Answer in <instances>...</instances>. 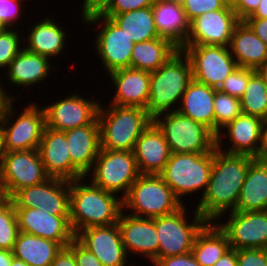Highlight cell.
<instances>
[{"mask_svg":"<svg viewBox=\"0 0 267 266\" xmlns=\"http://www.w3.org/2000/svg\"><path fill=\"white\" fill-rule=\"evenodd\" d=\"M254 160L249 155L226 153L216 147L213 149L208 187L194 208L207 222H216L223 219L225 213L235 211L248 168Z\"/></svg>","mask_w":267,"mask_h":266,"instance_id":"obj_1","label":"cell"},{"mask_svg":"<svg viewBox=\"0 0 267 266\" xmlns=\"http://www.w3.org/2000/svg\"><path fill=\"white\" fill-rule=\"evenodd\" d=\"M84 179L70 181L69 220L74 234L85 228L113 225L124 210L120 195L83 183Z\"/></svg>","mask_w":267,"mask_h":266,"instance_id":"obj_2","label":"cell"},{"mask_svg":"<svg viewBox=\"0 0 267 266\" xmlns=\"http://www.w3.org/2000/svg\"><path fill=\"white\" fill-rule=\"evenodd\" d=\"M192 80L190 61L180 49L156 71L150 72V93L145 109L147 115L154 120L159 115L177 111L182 95Z\"/></svg>","mask_w":267,"mask_h":266,"instance_id":"obj_3","label":"cell"},{"mask_svg":"<svg viewBox=\"0 0 267 266\" xmlns=\"http://www.w3.org/2000/svg\"><path fill=\"white\" fill-rule=\"evenodd\" d=\"M101 103L98 111L100 148L133 152L136 141L152 123L145 109Z\"/></svg>","mask_w":267,"mask_h":266,"instance_id":"obj_4","label":"cell"},{"mask_svg":"<svg viewBox=\"0 0 267 266\" xmlns=\"http://www.w3.org/2000/svg\"><path fill=\"white\" fill-rule=\"evenodd\" d=\"M184 204L160 175L141 174L123 198V211L141 218H156L179 210Z\"/></svg>","mask_w":267,"mask_h":266,"instance_id":"obj_5","label":"cell"},{"mask_svg":"<svg viewBox=\"0 0 267 266\" xmlns=\"http://www.w3.org/2000/svg\"><path fill=\"white\" fill-rule=\"evenodd\" d=\"M213 167V150L209 153H171L164 170L159 174L175 196L181 198L203 191L205 194Z\"/></svg>","mask_w":267,"mask_h":266,"instance_id":"obj_6","label":"cell"},{"mask_svg":"<svg viewBox=\"0 0 267 266\" xmlns=\"http://www.w3.org/2000/svg\"><path fill=\"white\" fill-rule=\"evenodd\" d=\"M153 122L162 131L171 153H209L216 147V135L204 124L171 111Z\"/></svg>","mask_w":267,"mask_h":266,"instance_id":"obj_7","label":"cell"},{"mask_svg":"<svg viewBox=\"0 0 267 266\" xmlns=\"http://www.w3.org/2000/svg\"><path fill=\"white\" fill-rule=\"evenodd\" d=\"M140 175L133 152L100 148L93 167L85 178L92 177L91 183L105 191L117 195L121 192L123 199Z\"/></svg>","mask_w":267,"mask_h":266,"instance_id":"obj_8","label":"cell"},{"mask_svg":"<svg viewBox=\"0 0 267 266\" xmlns=\"http://www.w3.org/2000/svg\"><path fill=\"white\" fill-rule=\"evenodd\" d=\"M186 204L174 213L155 218V227L159 237L158 259L192 252L197 234L208 223L196 211L193 220L186 214ZM189 219H188V218Z\"/></svg>","mask_w":267,"mask_h":266,"instance_id":"obj_9","label":"cell"},{"mask_svg":"<svg viewBox=\"0 0 267 266\" xmlns=\"http://www.w3.org/2000/svg\"><path fill=\"white\" fill-rule=\"evenodd\" d=\"M14 102L17 101L12 100L7 105L0 118V123L4 128L7 152L38 149L46 126L43 108L31 102L32 104L28 103L22 112H15ZM15 113H19V116ZM14 118L16 119L13 120Z\"/></svg>","mask_w":267,"mask_h":266,"instance_id":"obj_10","label":"cell"},{"mask_svg":"<svg viewBox=\"0 0 267 266\" xmlns=\"http://www.w3.org/2000/svg\"><path fill=\"white\" fill-rule=\"evenodd\" d=\"M181 50L190 61L193 79L215 89L238 67L229 47L185 45Z\"/></svg>","mask_w":267,"mask_h":266,"instance_id":"obj_11","label":"cell"},{"mask_svg":"<svg viewBox=\"0 0 267 266\" xmlns=\"http://www.w3.org/2000/svg\"><path fill=\"white\" fill-rule=\"evenodd\" d=\"M85 23L98 26V34L92 43H95L94 49L99 55L100 63L104 65V70L110 74L116 70L130 68L134 43L124 30L107 16L93 17Z\"/></svg>","mask_w":267,"mask_h":266,"instance_id":"obj_12","label":"cell"},{"mask_svg":"<svg viewBox=\"0 0 267 266\" xmlns=\"http://www.w3.org/2000/svg\"><path fill=\"white\" fill-rule=\"evenodd\" d=\"M0 176L8 198L20 189L42 184L50 178L38 149L7 152L0 164Z\"/></svg>","mask_w":267,"mask_h":266,"instance_id":"obj_13","label":"cell"},{"mask_svg":"<svg viewBox=\"0 0 267 266\" xmlns=\"http://www.w3.org/2000/svg\"><path fill=\"white\" fill-rule=\"evenodd\" d=\"M10 199L14 208H37L55 216H69L70 181L49 178L18 190Z\"/></svg>","mask_w":267,"mask_h":266,"instance_id":"obj_14","label":"cell"},{"mask_svg":"<svg viewBox=\"0 0 267 266\" xmlns=\"http://www.w3.org/2000/svg\"><path fill=\"white\" fill-rule=\"evenodd\" d=\"M73 94V95H72ZM62 99L42 106L46 127L56 131H66L92 124L98 118L99 100H89L80 94L72 93ZM99 101V102H98Z\"/></svg>","mask_w":267,"mask_h":266,"instance_id":"obj_15","label":"cell"},{"mask_svg":"<svg viewBox=\"0 0 267 266\" xmlns=\"http://www.w3.org/2000/svg\"><path fill=\"white\" fill-rule=\"evenodd\" d=\"M227 222H216L227 234L231 249H267V210L232 211Z\"/></svg>","mask_w":267,"mask_h":266,"instance_id":"obj_16","label":"cell"},{"mask_svg":"<svg viewBox=\"0 0 267 266\" xmlns=\"http://www.w3.org/2000/svg\"><path fill=\"white\" fill-rule=\"evenodd\" d=\"M240 22L232 8L207 12L190 22L185 45L228 47L235 26Z\"/></svg>","mask_w":267,"mask_h":266,"instance_id":"obj_17","label":"cell"},{"mask_svg":"<svg viewBox=\"0 0 267 266\" xmlns=\"http://www.w3.org/2000/svg\"><path fill=\"white\" fill-rule=\"evenodd\" d=\"M75 238L91 251L103 266H128L127 259L131 255L126 253L117 223L82 229L75 234Z\"/></svg>","mask_w":267,"mask_h":266,"instance_id":"obj_18","label":"cell"},{"mask_svg":"<svg viewBox=\"0 0 267 266\" xmlns=\"http://www.w3.org/2000/svg\"><path fill=\"white\" fill-rule=\"evenodd\" d=\"M123 245L129 256L131 253L147 261L158 259L159 237L155 227V218H141L121 213L117 221ZM130 253V254H129Z\"/></svg>","mask_w":267,"mask_h":266,"instance_id":"obj_19","label":"cell"},{"mask_svg":"<svg viewBox=\"0 0 267 266\" xmlns=\"http://www.w3.org/2000/svg\"><path fill=\"white\" fill-rule=\"evenodd\" d=\"M263 122L264 120L257 116L242 113L218 132L216 148L222 150L223 140L228 139L231 146L225 147L224 152L249 155L258 159Z\"/></svg>","mask_w":267,"mask_h":266,"instance_id":"obj_20","label":"cell"},{"mask_svg":"<svg viewBox=\"0 0 267 266\" xmlns=\"http://www.w3.org/2000/svg\"><path fill=\"white\" fill-rule=\"evenodd\" d=\"M19 231L66 247L74 238L69 216H55L37 208H15Z\"/></svg>","mask_w":267,"mask_h":266,"instance_id":"obj_21","label":"cell"},{"mask_svg":"<svg viewBox=\"0 0 267 266\" xmlns=\"http://www.w3.org/2000/svg\"><path fill=\"white\" fill-rule=\"evenodd\" d=\"M38 152L50 178L72 181L85 177L71 162L65 132L45 126Z\"/></svg>","mask_w":267,"mask_h":266,"instance_id":"obj_22","label":"cell"},{"mask_svg":"<svg viewBox=\"0 0 267 266\" xmlns=\"http://www.w3.org/2000/svg\"><path fill=\"white\" fill-rule=\"evenodd\" d=\"M115 88L113 101L116 106H131L146 109L150 93V72L124 68L107 74Z\"/></svg>","mask_w":267,"mask_h":266,"instance_id":"obj_23","label":"cell"},{"mask_svg":"<svg viewBox=\"0 0 267 266\" xmlns=\"http://www.w3.org/2000/svg\"><path fill=\"white\" fill-rule=\"evenodd\" d=\"M133 153L140 174L159 175L171 156L162 131L153 121L136 141Z\"/></svg>","mask_w":267,"mask_h":266,"instance_id":"obj_24","label":"cell"},{"mask_svg":"<svg viewBox=\"0 0 267 266\" xmlns=\"http://www.w3.org/2000/svg\"><path fill=\"white\" fill-rule=\"evenodd\" d=\"M155 28L159 37L168 39L179 49L187 41L190 22L180 2L156 0L152 5Z\"/></svg>","mask_w":267,"mask_h":266,"instance_id":"obj_25","label":"cell"},{"mask_svg":"<svg viewBox=\"0 0 267 266\" xmlns=\"http://www.w3.org/2000/svg\"><path fill=\"white\" fill-rule=\"evenodd\" d=\"M72 164L85 176L92 169L100 149L99 123L64 131Z\"/></svg>","mask_w":267,"mask_h":266,"instance_id":"obj_26","label":"cell"},{"mask_svg":"<svg viewBox=\"0 0 267 266\" xmlns=\"http://www.w3.org/2000/svg\"><path fill=\"white\" fill-rule=\"evenodd\" d=\"M51 62L48 57L23 48L10 62L5 75H7L10 85L12 83L14 86L26 89L29 86L39 85L49 77V72L56 69Z\"/></svg>","mask_w":267,"mask_h":266,"instance_id":"obj_27","label":"cell"},{"mask_svg":"<svg viewBox=\"0 0 267 266\" xmlns=\"http://www.w3.org/2000/svg\"><path fill=\"white\" fill-rule=\"evenodd\" d=\"M228 47L238 67L257 70L267 64V44L244 21L235 26Z\"/></svg>","mask_w":267,"mask_h":266,"instance_id":"obj_28","label":"cell"},{"mask_svg":"<svg viewBox=\"0 0 267 266\" xmlns=\"http://www.w3.org/2000/svg\"><path fill=\"white\" fill-rule=\"evenodd\" d=\"M31 27L28 29L27 39L24 40V42H28L25 45L26 50L46 56L51 60L61 55V52L63 53L66 45L65 41L69 36L66 34L67 31H64L66 29L56 23L51 16L45 19L43 17L42 21L40 20Z\"/></svg>","mask_w":267,"mask_h":266,"instance_id":"obj_29","label":"cell"},{"mask_svg":"<svg viewBox=\"0 0 267 266\" xmlns=\"http://www.w3.org/2000/svg\"><path fill=\"white\" fill-rule=\"evenodd\" d=\"M215 92V88L193 79L182 95L177 111L195 122L204 124L214 133Z\"/></svg>","mask_w":267,"mask_h":266,"instance_id":"obj_30","label":"cell"},{"mask_svg":"<svg viewBox=\"0 0 267 266\" xmlns=\"http://www.w3.org/2000/svg\"><path fill=\"white\" fill-rule=\"evenodd\" d=\"M267 210V161L255 159L249 166L235 211Z\"/></svg>","mask_w":267,"mask_h":266,"instance_id":"obj_31","label":"cell"},{"mask_svg":"<svg viewBox=\"0 0 267 266\" xmlns=\"http://www.w3.org/2000/svg\"><path fill=\"white\" fill-rule=\"evenodd\" d=\"M61 249L58 242L19 231L12 252L29 266H50Z\"/></svg>","mask_w":267,"mask_h":266,"instance_id":"obj_32","label":"cell"},{"mask_svg":"<svg viewBox=\"0 0 267 266\" xmlns=\"http://www.w3.org/2000/svg\"><path fill=\"white\" fill-rule=\"evenodd\" d=\"M179 50L171 41L161 37L134 43L130 68L156 71Z\"/></svg>","mask_w":267,"mask_h":266,"instance_id":"obj_33","label":"cell"},{"mask_svg":"<svg viewBox=\"0 0 267 266\" xmlns=\"http://www.w3.org/2000/svg\"><path fill=\"white\" fill-rule=\"evenodd\" d=\"M231 249L227 234L215 222H208L197 234L192 253L201 266H213Z\"/></svg>","mask_w":267,"mask_h":266,"instance_id":"obj_34","label":"cell"},{"mask_svg":"<svg viewBox=\"0 0 267 266\" xmlns=\"http://www.w3.org/2000/svg\"><path fill=\"white\" fill-rule=\"evenodd\" d=\"M110 17L129 36L133 43L158 38L152 6L121 14H105Z\"/></svg>","mask_w":267,"mask_h":266,"instance_id":"obj_35","label":"cell"},{"mask_svg":"<svg viewBox=\"0 0 267 266\" xmlns=\"http://www.w3.org/2000/svg\"><path fill=\"white\" fill-rule=\"evenodd\" d=\"M240 103L242 113L267 119V86L257 71L249 78Z\"/></svg>","mask_w":267,"mask_h":266,"instance_id":"obj_36","label":"cell"},{"mask_svg":"<svg viewBox=\"0 0 267 266\" xmlns=\"http://www.w3.org/2000/svg\"><path fill=\"white\" fill-rule=\"evenodd\" d=\"M242 114L240 99L216 89L214 97V134Z\"/></svg>","mask_w":267,"mask_h":266,"instance_id":"obj_37","label":"cell"},{"mask_svg":"<svg viewBox=\"0 0 267 266\" xmlns=\"http://www.w3.org/2000/svg\"><path fill=\"white\" fill-rule=\"evenodd\" d=\"M19 226L12 200L0 204V249L13 251Z\"/></svg>","mask_w":267,"mask_h":266,"instance_id":"obj_38","label":"cell"},{"mask_svg":"<svg viewBox=\"0 0 267 266\" xmlns=\"http://www.w3.org/2000/svg\"><path fill=\"white\" fill-rule=\"evenodd\" d=\"M18 31L16 28H6L0 32V68L3 69L2 71L8 68L10 62L24 48L21 43L22 36Z\"/></svg>","mask_w":267,"mask_h":266,"instance_id":"obj_39","label":"cell"},{"mask_svg":"<svg viewBox=\"0 0 267 266\" xmlns=\"http://www.w3.org/2000/svg\"><path fill=\"white\" fill-rule=\"evenodd\" d=\"M255 72V69L237 67L228 75L218 90L240 99L245 93L249 78Z\"/></svg>","mask_w":267,"mask_h":266,"instance_id":"obj_40","label":"cell"},{"mask_svg":"<svg viewBox=\"0 0 267 266\" xmlns=\"http://www.w3.org/2000/svg\"><path fill=\"white\" fill-rule=\"evenodd\" d=\"M181 4L189 22L207 12L225 8L221 0H183Z\"/></svg>","mask_w":267,"mask_h":266,"instance_id":"obj_41","label":"cell"},{"mask_svg":"<svg viewBox=\"0 0 267 266\" xmlns=\"http://www.w3.org/2000/svg\"><path fill=\"white\" fill-rule=\"evenodd\" d=\"M26 0H0V21L6 28H16L14 27L18 25V22L22 20H17L20 17L21 13H23V7H21L22 3ZM22 10V11H21Z\"/></svg>","mask_w":267,"mask_h":266,"instance_id":"obj_42","label":"cell"},{"mask_svg":"<svg viewBox=\"0 0 267 266\" xmlns=\"http://www.w3.org/2000/svg\"><path fill=\"white\" fill-rule=\"evenodd\" d=\"M237 266H267V249L237 250Z\"/></svg>","mask_w":267,"mask_h":266,"instance_id":"obj_43","label":"cell"},{"mask_svg":"<svg viewBox=\"0 0 267 266\" xmlns=\"http://www.w3.org/2000/svg\"><path fill=\"white\" fill-rule=\"evenodd\" d=\"M114 0H83L81 19L85 22L93 17L104 16Z\"/></svg>","mask_w":267,"mask_h":266,"instance_id":"obj_44","label":"cell"},{"mask_svg":"<svg viewBox=\"0 0 267 266\" xmlns=\"http://www.w3.org/2000/svg\"><path fill=\"white\" fill-rule=\"evenodd\" d=\"M67 246L72 250L77 266H103L99 259L76 238Z\"/></svg>","mask_w":267,"mask_h":266,"instance_id":"obj_45","label":"cell"},{"mask_svg":"<svg viewBox=\"0 0 267 266\" xmlns=\"http://www.w3.org/2000/svg\"><path fill=\"white\" fill-rule=\"evenodd\" d=\"M156 0H114L106 14H121L124 12L150 7Z\"/></svg>","mask_w":267,"mask_h":266,"instance_id":"obj_46","label":"cell"},{"mask_svg":"<svg viewBox=\"0 0 267 266\" xmlns=\"http://www.w3.org/2000/svg\"><path fill=\"white\" fill-rule=\"evenodd\" d=\"M153 266H201L192 252L156 259Z\"/></svg>","mask_w":267,"mask_h":266,"instance_id":"obj_47","label":"cell"},{"mask_svg":"<svg viewBox=\"0 0 267 266\" xmlns=\"http://www.w3.org/2000/svg\"><path fill=\"white\" fill-rule=\"evenodd\" d=\"M261 0H238L237 5L233 8L237 18L244 21L247 17L251 16L258 8Z\"/></svg>","mask_w":267,"mask_h":266,"instance_id":"obj_48","label":"cell"},{"mask_svg":"<svg viewBox=\"0 0 267 266\" xmlns=\"http://www.w3.org/2000/svg\"><path fill=\"white\" fill-rule=\"evenodd\" d=\"M244 22L251 28V30L267 44V18H246Z\"/></svg>","mask_w":267,"mask_h":266,"instance_id":"obj_49","label":"cell"},{"mask_svg":"<svg viewBox=\"0 0 267 266\" xmlns=\"http://www.w3.org/2000/svg\"><path fill=\"white\" fill-rule=\"evenodd\" d=\"M50 266H77L72 250L68 246L62 247Z\"/></svg>","mask_w":267,"mask_h":266,"instance_id":"obj_50","label":"cell"},{"mask_svg":"<svg viewBox=\"0 0 267 266\" xmlns=\"http://www.w3.org/2000/svg\"><path fill=\"white\" fill-rule=\"evenodd\" d=\"M213 266H237V250L230 249Z\"/></svg>","mask_w":267,"mask_h":266,"instance_id":"obj_51","label":"cell"},{"mask_svg":"<svg viewBox=\"0 0 267 266\" xmlns=\"http://www.w3.org/2000/svg\"><path fill=\"white\" fill-rule=\"evenodd\" d=\"M1 80V78H0ZM3 83L0 82V118L3 116L7 105L12 101V100H16L15 97L13 96L15 94H9V91L6 90L5 91V87H3ZM8 91V93H7ZM11 95V96H10Z\"/></svg>","mask_w":267,"mask_h":266,"instance_id":"obj_52","label":"cell"},{"mask_svg":"<svg viewBox=\"0 0 267 266\" xmlns=\"http://www.w3.org/2000/svg\"><path fill=\"white\" fill-rule=\"evenodd\" d=\"M258 160L267 161V119L262 125L261 145L258 152Z\"/></svg>","mask_w":267,"mask_h":266,"instance_id":"obj_53","label":"cell"},{"mask_svg":"<svg viewBox=\"0 0 267 266\" xmlns=\"http://www.w3.org/2000/svg\"><path fill=\"white\" fill-rule=\"evenodd\" d=\"M247 18H267V0H261L258 8L254 11V13Z\"/></svg>","mask_w":267,"mask_h":266,"instance_id":"obj_54","label":"cell"},{"mask_svg":"<svg viewBox=\"0 0 267 266\" xmlns=\"http://www.w3.org/2000/svg\"><path fill=\"white\" fill-rule=\"evenodd\" d=\"M13 258L12 251L0 249V266H11Z\"/></svg>","mask_w":267,"mask_h":266,"instance_id":"obj_55","label":"cell"},{"mask_svg":"<svg viewBox=\"0 0 267 266\" xmlns=\"http://www.w3.org/2000/svg\"><path fill=\"white\" fill-rule=\"evenodd\" d=\"M6 154H7V150L5 146L4 128L2 127V124L0 123V164Z\"/></svg>","mask_w":267,"mask_h":266,"instance_id":"obj_56","label":"cell"},{"mask_svg":"<svg viewBox=\"0 0 267 266\" xmlns=\"http://www.w3.org/2000/svg\"><path fill=\"white\" fill-rule=\"evenodd\" d=\"M9 198L6 194L2 178L0 176V204H3L5 201H7Z\"/></svg>","mask_w":267,"mask_h":266,"instance_id":"obj_57","label":"cell"},{"mask_svg":"<svg viewBox=\"0 0 267 266\" xmlns=\"http://www.w3.org/2000/svg\"><path fill=\"white\" fill-rule=\"evenodd\" d=\"M260 76L263 78L264 83L267 86V64L265 66H262L256 70Z\"/></svg>","mask_w":267,"mask_h":266,"instance_id":"obj_58","label":"cell"},{"mask_svg":"<svg viewBox=\"0 0 267 266\" xmlns=\"http://www.w3.org/2000/svg\"><path fill=\"white\" fill-rule=\"evenodd\" d=\"M225 7L234 8L237 5L238 0H221Z\"/></svg>","mask_w":267,"mask_h":266,"instance_id":"obj_59","label":"cell"},{"mask_svg":"<svg viewBox=\"0 0 267 266\" xmlns=\"http://www.w3.org/2000/svg\"><path fill=\"white\" fill-rule=\"evenodd\" d=\"M11 266H29L25 262L18 260L16 258H13Z\"/></svg>","mask_w":267,"mask_h":266,"instance_id":"obj_60","label":"cell"},{"mask_svg":"<svg viewBox=\"0 0 267 266\" xmlns=\"http://www.w3.org/2000/svg\"><path fill=\"white\" fill-rule=\"evenodd\" d=\"M6 27L3 25V23L0 21V32L4 31Z\"/></svg>","mask_w":267,"mask_h":266,"instance_id":"obj_61","label":"cell"},{"mask_svg":"<svg viewBox=\"0 0 267 266\" xmlns=\"http://www.w3.org/2000/svg\"><path fill=\"white\" fill-rule=\"evenodd\" d=\"M160 1H174V2H182L183 0H160Z\"/></svg>","mask_w":267,"mask_h":266,"instance_id":"obj_62","label":"cell"}]
</instances>
